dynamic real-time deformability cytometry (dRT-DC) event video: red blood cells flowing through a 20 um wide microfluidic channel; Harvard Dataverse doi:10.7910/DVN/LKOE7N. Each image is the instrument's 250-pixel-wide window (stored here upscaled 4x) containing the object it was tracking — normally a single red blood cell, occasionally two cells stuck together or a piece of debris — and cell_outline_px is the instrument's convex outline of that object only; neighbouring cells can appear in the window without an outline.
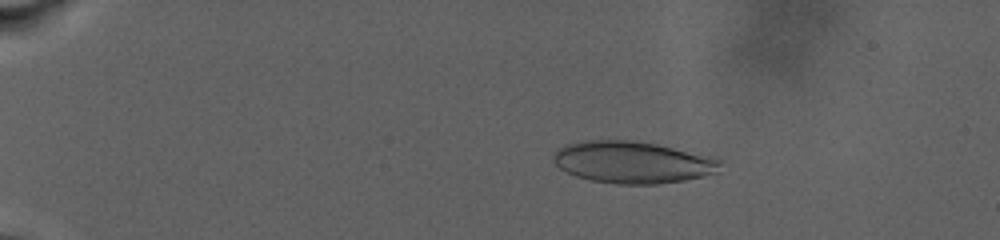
{"species": "human", "species_latin": "Homo sapiens", "temperature_condition": "warm", "stored_images_in_passage": 26, "camera_frame_rate_fps": 3000, "um_per_image_px": 0.085, "donor": {"sex": "male"}, "frame": {"image": 1, "passage_image": 12, "time_ms": 5.0, "image_size_px": [1000, 240], "cell_outline_px": [[724, 160], [716, 172], [704, 176], [684, 180], [656, 184], [616, 184], [592, 180], [576, 176], [560, 168], [552, 160], [552, 156], [564, 144], [584, 140], [632, 140], [656, 144], [716, 156]], "centroid_in_image_um": [53.81, 13.78], "position_along_channel_um": 31.2, "area_um2": 41.04}}
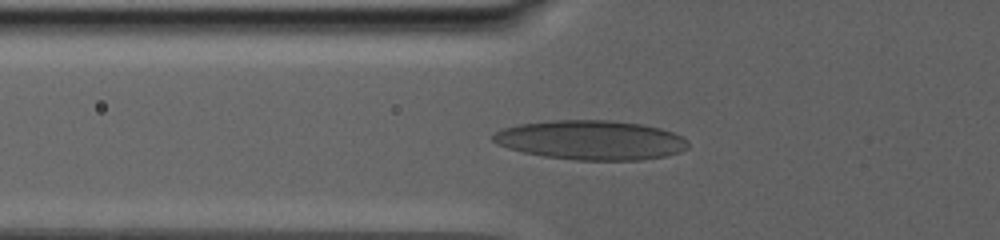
{"frame": {"image": 2, "passage_image": 22, "time_ms": 10.333, "image_size_px": [1000, 240], "cell_outline_px": [[688, 148], [680, 152], [664, 156], [640, 160], [576, 160], [544, 156], [524, 152], [508, 148], [496, 144], [492, 140], [492, 136], [496, 132], [504, 128], [520, 124], [552, 120], [608, 120], [644, 124], [660, 128], [684, 136], [688, 140]], "centroid_in_image_um": [50.26, 11.9], "position_along_channel_um": 75.5, "area_um2": 44.85}}